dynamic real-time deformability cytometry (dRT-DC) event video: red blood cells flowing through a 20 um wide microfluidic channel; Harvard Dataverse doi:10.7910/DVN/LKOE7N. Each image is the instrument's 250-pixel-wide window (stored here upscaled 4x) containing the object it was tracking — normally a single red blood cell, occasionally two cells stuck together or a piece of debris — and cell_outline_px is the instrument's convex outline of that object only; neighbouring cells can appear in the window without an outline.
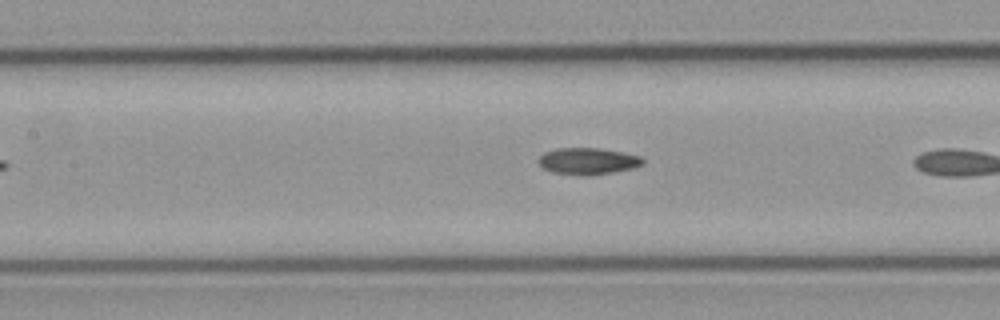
{"species": "common noctule bat (a hibernating species)", "species_latin": "Nyctalus noctula", "temperature_condition": "cold", "stored_images_in_passage": 28, "camera_frame_rate_fps": 3000, "um_per_image_px": 0.085, "animal": {"sex": "male", "body_mass_g": 23.1, "forearm_length_mm": 52.7}, "frame": {"image": 1, "passage_image": 9, "time_ms": 2.667, "image_size_px": [1000, 320], "cell_outline_px": [[644, 164], [632, 168], [612, 172], [552, 172], [544, 168], [536, 160], [544, 152], [556, 148], [596, 148], [620, 152], [640, 156], [644, 160]], "centroid_in_image_um": [49.96, 13.64], "position_along_channel_um": 157.4, "area_um2": 15.2}}